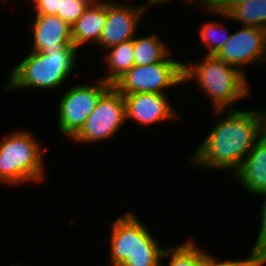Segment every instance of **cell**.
I'll return each mask as SVG.
<instances>
[{
	"mask_svg": "<svg viewBox=\"0 0 266 266\" xmlns=\"http://www.w3.org/2000/svg\"><path fill=\"white\" fill-rule=\"evenodd\" d=\"M144 12L140 5L106 0V22L97 46L106 51L111 46L133 39Z\"/></svg>",
	"mask_w": 266,
	"mask_h": 266,
	"instance_id": "obj_10",
	"label": "cell"
},
{
	"mask_svg": "<svg viewBox=\"0 0 266 266\" xmlns=\"http://www.w3.org/2000/svg\"><path fill=\"white\" fill-rule=\"evenodd\" d=\"M77 57L78 51L51 50L48 54L30 51L12 67L3 90L59 88L75 70Z\"/></svg>",
	"mask_w": 266,
	"mask_h": 266,
	"instance_id": "obj_4",
	"label": "cell"
},
{
	"mask_svg": "<svg viewBox=\"0 0 266 266\" xmlns=\"http://www.w3.org/2000/svg\"><path fill=\"white\" fill-rule=\"evenodd\" d=\"M241 27L231 33L229 40L215 56L245 74V66L266 61V30Z\"/></svg>",
	"mask_w": 266,
	"mask_h": 266,
	"instance_id": "obj_9",
	"label": "cell"
},
{
	"mask_svg": "<svg viewBox=\"0 0 266 266\" xmlns=\"http://www.w3.org/2000/svg\"><path fill=\"white\" fill-rule=\"evenodd\" d=\"M169 56L151 65H134L113 86L121 94H164V89L183 84V63Z\"/></svg>",
	"mask_w": 266,
	"mask_h": 266,
	"instance_id": "obj_6",
	"label": "cell"
},
{
	"mask_svg": "<svg viewBox=\"0 0 266 266\" xmlns=\"http://www.w3.org/2000/svg\"><path fill=\"white\" fill-rule=\"evenodd\" d=\"M110 86V83L100 78L95 84H73L63 93L57 110L58 128L63 136L71 140L81 130L98 100Z\"/></svg>",
	"mask_w": 266,
	"mask_h": 266,
	"instance_id": "obj_7",
	"label": "cell"
},
{
	"mask_svg": "<svg viewBox=\"0 0 266 266\" xmlns=\"http://www.w3.org/2000/svg\"><path fill=\"white\" fill-rule=\"evenodd\" d=\"M106 22V0L92 2L71 26L73 45L79 50L85 43L98 45ZM94 42V43H93Z\"/></svg>",
	"mask_w": 266,
	"mask_h": 266,
	"instance_id": "obj_14",
	"label": "cell"
},
{
	"mask_svg": "<svg viewBox=\"0 0 266 266\" xmlns=\"http://www.w3.org/2000/svg\"><path fill=\"white\" fill-rule=\"evenodd\" d=\"M40 140L32 132L16 130L0 141V184L21 185L43 181L45 162Z\"/></svg>",
	"mask_w": 266,
	"mask_h": 266,
	"instance_id": "obj_5",
	"label": "cell"
},
{
	"mask_svg": "<svg viewBox=\"0 0 266 266\" xmlns=\"http://www.w3.org/2000/svg\"><path fill=\"white\" fill-rule=\"evenodd\" d=\"M106 50L108 51L104 56V62L108 74L106 73L101 79L113 85L135 65L133 39L111 46Z\"/></svg>",
	"mask_w": 266,
	"mask_h": 266,
	"instance_id": "obj_15",
	"label": "cell"
},
{
	"mask_svg": "<svg viewBox=\"0 0 266 266\" xmlns=\"http://www.w3.org/2000/svg\"><path fill=\"white\" fill-rule=\"evenodd\" d=\"M264 256L253 249H251L248 258L244 260H225L221 261L211 254H207L203 261V266H264Z\"/></svg>",
	"mask_w": 266,
	"mask_h": 266,
	"instance_id": "obj_21",
	"label": "cell"
},
{
	"mask_svg": "<svg viewBox=\"0 0 266 266\" xmlns=\"http://www.w3.org/2000/svg\"><path fill=\"white\" fill-rule=\"evenodd\" d=\"M31 24L33 33L32 51L50 53L79 51L72 42L71 26L57 15H35Z\"/></svg>",
	"mask_w": 266,
	"mask_h": 266,
	"instance_id": "obj_12",
	"label": "cell"
},
{
	"mask_svg": "<svg viewBox=\"0 0 266 266\" xmlns=\"http://www.w3.org/2000/svg\"><path fill=\"white\" fill-rule=\"evenodd\" d=\"M130 1V0H128ZM170 0H148L144 5H141L143 7V9L146 11V9L148 8H152L154 5H160L161 3H168L169 4Z\"/></svg>",
	"mask_w": 266,
	"mask_h": 266,
	"instance_id": "obj_26",
	"label": "cell"
},
{
	"mask_svg": "<svg viewBox=\"0 0 266 266\" xmlns=\"http://www.w3.org/2000/svg\"><path fill=\"white\" fill-rule=\"evenodd\" d=\"M264 116V134L266 135V110H262Z\"/></svg>",
	"mask_w": 266,
	"mask_h": 266,
	"instance_id": "obj_27",
	"label": "cell"
},
{
	"mask_svg": "<svg viewBox=\"0 0 266 266\" xmlns=\"http://www.w3.org/2000/svg\"><path fill=\"white\" fill-rule=\"evenodd\" d=\"M126 104V120H133L141 127L177 118L176 109L166 93L122 94Z\"/></svg>",
	"mask_w": 266,
	"mask_h": 266,
	"instance_id": "obj_11",
	"label": "cell"
},
{
	"mask_svg": "<svg viewBox=\"0 0 266 266\" xmlns=\"http://www.w3.org/2000/svg\"><path fill=\"white\" fill-rule=\"evenodd\" d=\"M223 18H231L241 23V26L256 27L266 30V0H247L234 7L228 14L217 13Z\"/></svg>",
	"mask_w": 266,
	"mask_h": 266,
	"instance_id": "obj_17",
	"label": "cell"
},
{
	"mask_svg": "<svg viewBox=\"0 0 266 266\" xmlns=\"http://www.w3.org/2000/svg\"><path fill=\"white\" fill-rule=\"evenodd\" d=\"M247 0H215L213 10L217 13L228 14L234 7Z\"/></svg>",
	"mask_w": 266,
	"mask_h": 266,
	"instance_id": "obj_24",
	"label": "cell"
},
{
	"mask_svg": "<svg viewBox=\"0 0 266 266\" xmlns=\"http://www.w3.org/2000/svg\"><path fill=\"white\" fill-rule=\"evenodd\" d=\"M198 63L183 62V83L194 81L209 97L213 110L236 109L237 100L249 96L246 74L215 55H205Z\"/></svg>",
	"mask_w": 266,
	"mask_h": 266,
	"instance_id": "obj_2",
	"label": "cell"
},
{
	"mask_svg": "<svg viewBox=\"0 0 266 266\" xmlns=\"http://www.w3.org/2000/svg\"><path fill=\"white\" fill-rule=\"evenodd\" d=\"M265 197L263 199L261 214H260V228L258 229L257 237L255 238L253 250L260 252L264 256L263 265H266V193L259 197Z\"/></svg>",
	"mask_w": 266,
	"mask_h": 266,
	"instance_id": "obj_22",
	"label": "cell"
},
{
	"mask_svg": "<svg viewBox=\"0 0 266 266\" xmlns=\"http://www.w3.org/2000/svg\"><path fill=\"white\" fill-rule=\"evenodd\" d=\"M91 3V0H62L56 15L72 26Z\"/></svg>",
	"mask_w": 266,
	"mask_h": 266,
	"instance_id": "obj_20",
	"label": "cell"
},
{
	"mask_svg": "<svg viewBox=\"0 0 266 266\" xmlns=\"http://www.w3.org/2000/svg\"><path fill=\"white\" fill-rule=\"evenodd\" d=\"M110 231V266H160L165 248L133 212L117 217Z\"/></svg>",
	"mask_w": 266,
	"mask_h": 266,
	"instance_id": "obj_3",
	"label": "cell"
},
{
	"mask_svg": "<svg viewBox=\"0 0 266 266\" xmlns=\"http://www.w3.org/2000/svg\"><path fill=\"white\" fill-rule=\"evenodd\" d=\"M34 4L35 15H56L62 0H30Z\"/></svg>",
	"mask_w": 266,
	"mask_h": 266,
	"instance_id": "obj_23",
	"label": "cell"
},
{
	"mask_svg": "<svg viewBox=\"0 0 266 266\" xmlns=\"http://www.w3.org/2000/svg\"><path fill=\"white\" fill-rule=\"evenodd\" d=\"M135 65L147 66L163 61L170 50L160 37L154 33L147 36H135L133 38Z\"/></svg>",
	"mask_w": 266,
	"mask_h": 266,
	"instance_id": "obj_16",
	"label": "cell"
},
{
	"mask_svg": "<svg viewBox=\"0 0 266 266\" xmlns=\"http://www.w3.org/2000/svg\"><path fill=\"white\" fill-rule=\"evenodd\" d=\"M186 2V3H190V4H194L195 2L196 5H200L201 8L202 6L206 8V12L208 13L210 10L213 9V6H214V2L215 0H183V2ZM208 10V11H207Z\"/></svg>",
	"mask_w": 266,
	"mask_h": 266,
	"instance_id": "obj_25",
	"label": "cell"
},
{
	"mask_svg": "<svg viewBox=\"0 0 266 266\" xmlns=\"http://www.w3.org/2000/svg\"><path fill=\"white\" fill-rule=\"evenodd\" d=\"M183 243L177 247L164 249L161 258L170 256L168 266H203L208 252L202 250L191 238ZM160 266H164V264L160 263Z\"/></svg>",
	"mask_w": 266,
	"mask_h": 266,
	"instance_id": "obj_18",
	"label": "cell"
},
{
	"mask_svg": "<svg viewBox=\"0 0 266 266\" xmlns=\"http://www.w3.org/2000/svg\"><path fill=\"white\" fill-rule=\"evenodd\" d=\"M20 265L21 264H18V263L17 264H12V265L10 264V266H20Z\"/></svg>",
	"mask_w": 266,
	"mask_h": 266,
	"instance_id": "obj_28",
	"label": "cell"
},
{
	"mask_svg": "<svg viewBox=\"0 0 266 266\" xmlns=\"http://www.w3.org/2000/svg\"><path fill=\"white\" fill-rule=\"evenodd\" d=\"M126 121L124 96L111 85L98 100L81 130L71 139L86 145L115 136ZM115 134V135H114ZM76 141V142H75Z\"/></svg>",
	"mask_w": 266,
	"mask_h": 266,
	"instance_id": "obj_8",
	"label": "cell"
},
{
	"mask_svg": "<svg viewBox=\"0 0 266 266\" xmlns=\"http://www.w3.org/2000/svg\"><path fill=\"white\" fill-rule=\"evenodd\" d=\"M233 179L250 194L263 195L266 193V135L255 143L245 157L239 169L232 174Z\"/></svg>",
	"mask_w": 266,
	"mask_h": 266,
	"instance_id": "obj_13",
	"label": "cell"
},
{
	"mask_svg": "<svg viewBox=\"0 0 266 266\" xmlns=\"http://www.w3.org/2000/svg\"><path fill=\"white\" fill-rule=\"evenodd\" d=\"M213 112L216 123L198 149L193 152L189 163L191 161V165L198 168L227 172L230 170L234 174L264 134L263 112L258 109H228L213 110Z\"/></svg>",
	"mask_w": 266,
	"mask_h": 266,
	"instance_id": "obj_1",
	"label": "cell"
},
{
	"mask_svg": "<svg viewBox=\"0 0 266 266\" xmlns=\"http://www.w3.org/2000/svg\"><path fill=\"white\" fill-rule=\"evenodd\" d=\"M220 23L218 21H206L199 28L200 38L204 42L203 45L205 44L204 48H208L206 55H216L230 38L231 34Z\"/></svg>",
	"mask_w": 266,
	"mask_h": 266,
	"instance_id": "obj_19",
	"label": "cell"
}]
</instances>
